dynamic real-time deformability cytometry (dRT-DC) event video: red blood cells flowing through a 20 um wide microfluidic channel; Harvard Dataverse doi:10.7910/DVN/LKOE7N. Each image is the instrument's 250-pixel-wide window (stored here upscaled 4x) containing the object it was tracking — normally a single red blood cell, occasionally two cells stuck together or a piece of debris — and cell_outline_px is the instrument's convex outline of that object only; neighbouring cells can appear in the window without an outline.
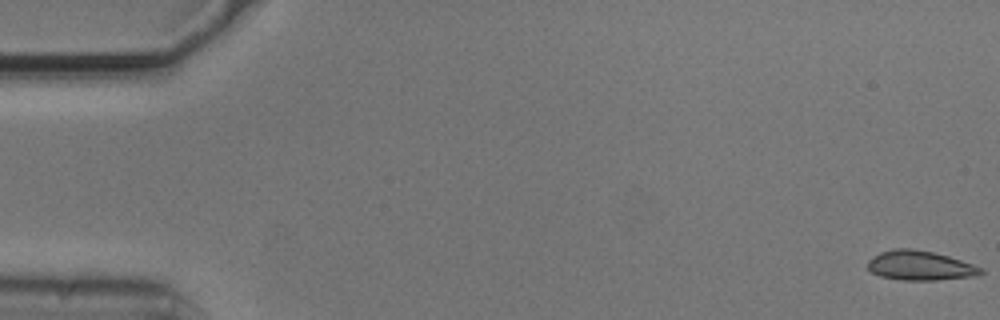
{"species": "common noctule bat (a hibernating species)", "species_latin": "Nyctalus noctula", "temperature_condition": "cold", "stored_images_in_passage": 13, "camera_frame_rate_fps": 3000, "um_per_image_px": 0.085, "animal": {"sex": "male", "body_mass_g": 20.5, "forearm_length_mm": 52.5}, "frame": {"image": 1, "passage_image": 1, "time_ms": 0.0, "image_size_px": [1000, 320], "cell_outline_px": [[984, 272], [976, 276], [936, 280], [900, 280], [880, 276], [872, 272], [868, 268], [868, 260], [872, 256], [880, 252], [892, 248], [912, 248], [932, 252], [948, 256], [984, 268]], "centroid_in_image_um": [78.19, 22.57], "position_along_channel_um": 6.8, "area_um2": 19.54}}